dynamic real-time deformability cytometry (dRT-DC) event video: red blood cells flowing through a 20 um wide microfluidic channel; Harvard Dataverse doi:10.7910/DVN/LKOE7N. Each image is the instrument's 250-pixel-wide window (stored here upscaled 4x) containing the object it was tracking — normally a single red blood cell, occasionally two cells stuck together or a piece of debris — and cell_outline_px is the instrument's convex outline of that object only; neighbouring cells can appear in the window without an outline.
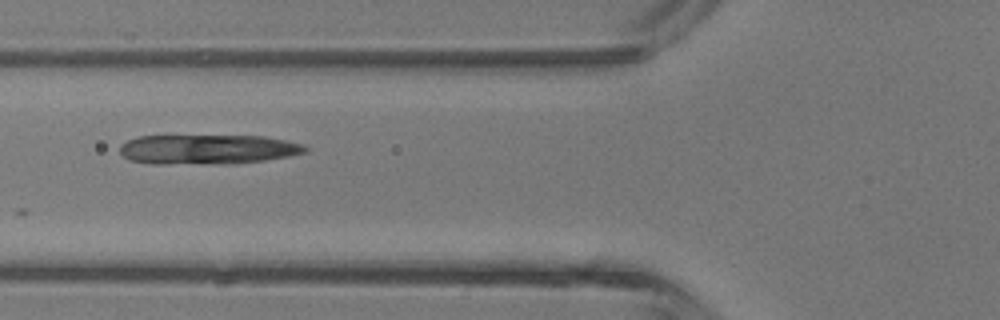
{"species": "common noctule bat (a hibernating species)", "species_latin": "Nyctalus noctula", "temperature_condition": "room temperature", "stored_images_in_passage": 5, "camera_frame_rate_fps": 3000, "um_per_image_px": 0.085, "animal": {"sex": "male", "body_mass_g": 13.3}, "frame": {"image": 1, "passage_image": 5, "time_ms": 4.333, "image_size_px": [1000, 320], "cell_outline_px": [[308, 152], [288, 156], [264, 160], [232, 164], [152, 164], [128, 160], [120, 152], [120, 144], [128, 140], [140, 136], [264, 136], [304, 144], [308, 148]], "centroid_in_image_um": [17.65, 12.7], "position_along_channel_um": 108.2, "area_um2": 32.31}}